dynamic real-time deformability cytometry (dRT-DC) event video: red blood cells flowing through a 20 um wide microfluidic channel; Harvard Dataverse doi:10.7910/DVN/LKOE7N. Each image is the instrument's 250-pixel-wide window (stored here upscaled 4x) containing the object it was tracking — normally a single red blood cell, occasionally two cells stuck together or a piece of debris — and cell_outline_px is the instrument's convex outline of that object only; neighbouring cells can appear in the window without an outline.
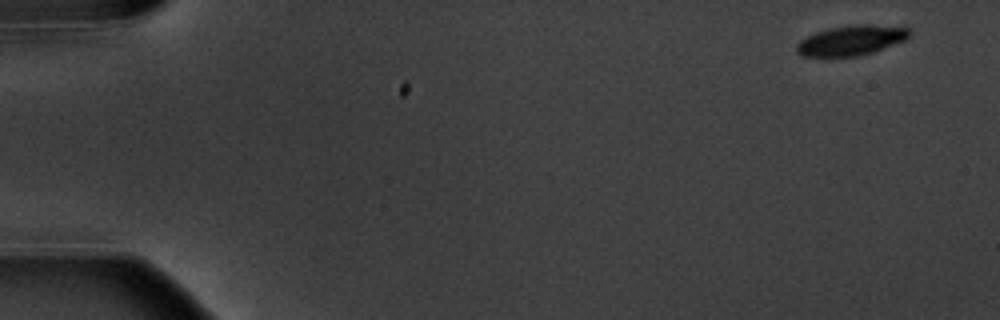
{"species": "common noctule bat (a hibernating species)", "species_latin": "Nyctalus noctula", "temperature_condition": "warm", "stored_images_in_passage": 6, "segment_of_instrument_passage": [1, 2], "camera_frame_rate_fps": 3000, "um_per_image_px": 0.085, "animal": {"sex": "male", "body_mass_g": 20.1, "forearm_length_mm": 53.5}, "frame": {"image": 1, "passage_image": 1, "time_ms": 0.0, "image_size_px": [1000, 320], "cell_outline_px": [[912, 32], [908, 40], [860, 56], [800, 56], [796, 52], [796, 44], [800, 40], [816, 32], [828, 28], [856, 24], [868, 24], [908, 28]], "centroid_in_image_um": [72.38, 3.43], "position_along_channel_um": 12.6, "area_um2": 19.83}}
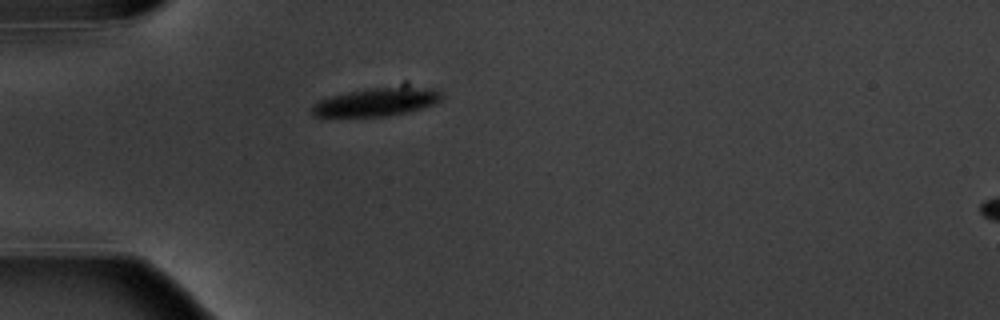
{"frame": {"image": 2, "passage_image": 5, "time_ms": 4.667, "image_size_px": [1000, 320], "cell_outline_px": [[444, 96], [436, 104], [408, 112], [388, 116], [312, 116], [312, 104], [320, 100], [332, 96], [348, 92], [372, 88], [440, 88], [444, 92]], "centroid_in_image_um": [32.08, 8.68], "position_along_channel_um": 52.9, "area_um2": 21.1}}